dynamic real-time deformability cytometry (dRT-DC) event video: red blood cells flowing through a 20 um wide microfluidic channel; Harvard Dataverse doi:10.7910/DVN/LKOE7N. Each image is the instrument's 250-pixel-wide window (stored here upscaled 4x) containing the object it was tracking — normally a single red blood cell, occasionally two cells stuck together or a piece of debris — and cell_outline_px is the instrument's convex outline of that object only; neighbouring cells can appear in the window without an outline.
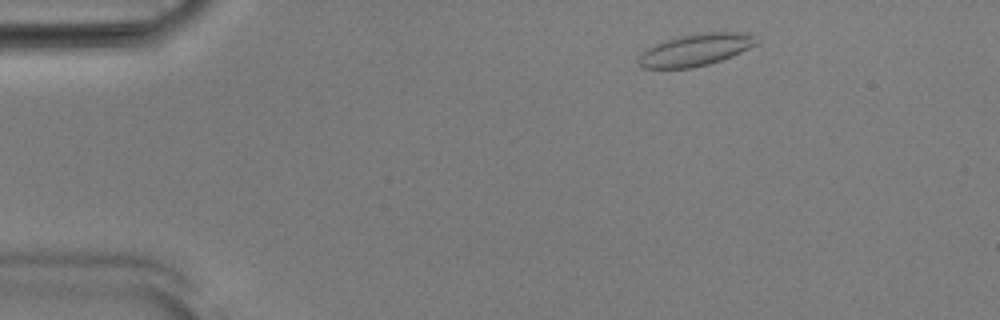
{"species": "Egyptian fruit bat (a non-hibernating species)", "species_latin": "Rousettus aegyptiacus", "temperature_condition": "room temperature", "stored_images_in_passage": 49, "camera_frame_rate_fps": 3000, "um_per_image_px": 0.085, "animal": {"sex": "male"}, "frame": {"image": 1, "passage_image": 5, "time_ms": 1.333, "image_size_px": [1000, 320], "cell_outline_px": [[760, 44], [732, 56], [708, 64], [692, 68], [644, 68], [636, 60], [640, 52], [644, 48], [664, 40], [680, 36], [704, 32], [748, 32], [760, 40]], "centroid_in_image_um": [59.14, 4.22], "position_along_channel_um": 25.9, "area_um2": 22.43}}
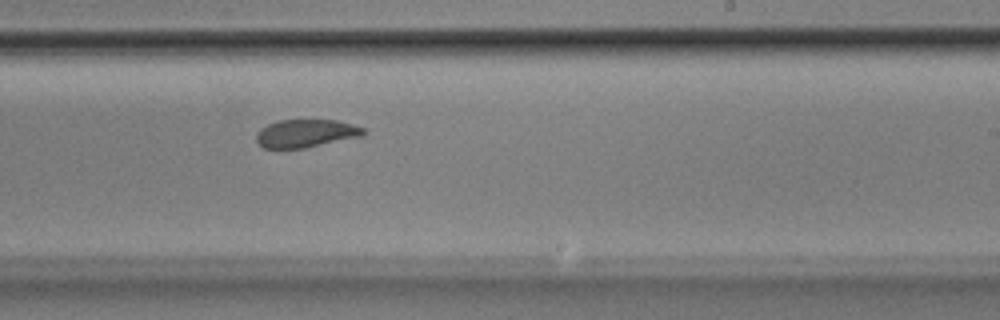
{"frame": {"image": 2, "passage_image": 29, "time_ms": 9.333, "image_size_px": [1000, 320], "cell_outline_px": [[364, 136], [304, 148], [264, 148], [256, 140], [256, 132], [260, 128], [268, 124], [280, 120], [336, 120], [352, 124], [364, 128]], "centroid_in_image_um": [26.0, 11.33], "position_along_channel_um": 263.0, "area_um2": 17.46}}
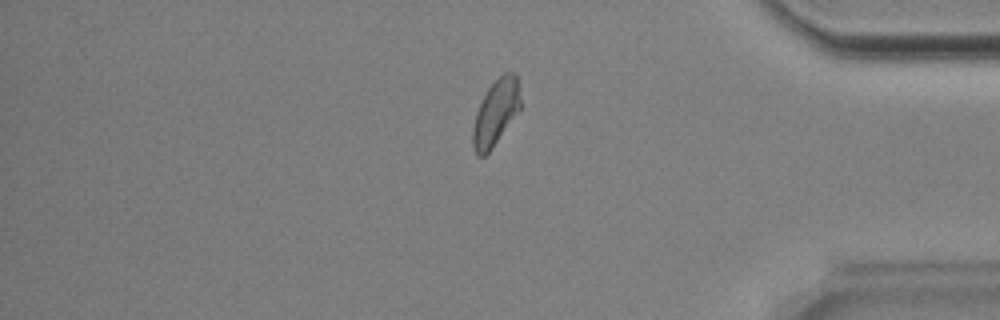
{"frame": {"image": 3, "passage_image": 41, "time_ms": 13.333, "image_size_px": [1000, 320], "cell_outline_px": [[520, 108], [492, 148], [484, 156], [476, 156], [472, 144], [472, 128], [476, 112], [488, 88], [504, 72], [516, 72], [520, 100]], "centroid_in_image_um": [42.11, 9.58], "position_along_channel_um": 393.1, "area_um2": 17.92}, "authors_computed_cell_mechanics": {"area_um2": 18.7272, "velocity_mm_per_s": 3.8487, "shape_relaxation_time_tau1_ms": 3.2359, "shape_relaxation_time_tau2_ms": 1.4178, "deformation_change_tau1": 0.1116, "deformation_change_tau2": 0.0758}}